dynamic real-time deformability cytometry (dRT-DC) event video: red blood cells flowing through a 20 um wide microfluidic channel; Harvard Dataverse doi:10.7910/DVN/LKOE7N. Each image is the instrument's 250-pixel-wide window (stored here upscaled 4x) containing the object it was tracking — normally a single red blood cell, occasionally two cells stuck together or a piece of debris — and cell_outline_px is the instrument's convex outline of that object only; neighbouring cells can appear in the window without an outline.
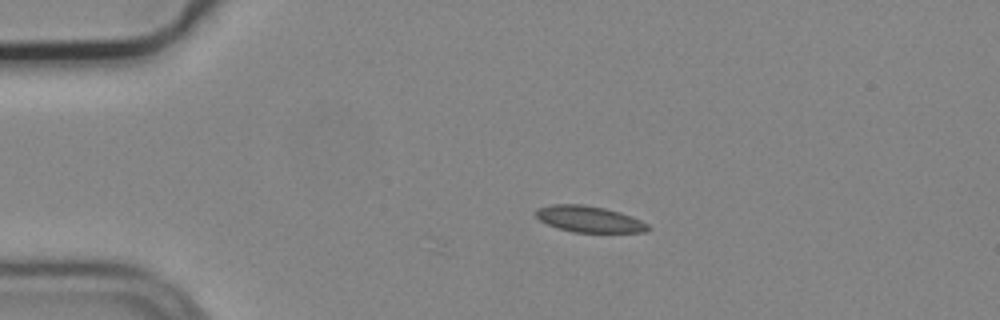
{"species": "common noctule bat (a hibernating species)", "species_latin": "Nyctalus noctula", "temperature_condition": "cold", "stored_images_in_passage": 4, "camera_frame_rate_fps": 3000, "um_per_image_px": 0.085, "animal": {"sex": "male", "body_mass_g": 19.2, "forearm_length_mm": 51.8}, "frame": {"image": 1, "passage_image": 4, "time_ms": 1.0, "image_size_px": [1000, 320], "cell_outline_px": [[652, 228], [644, 232], [572, 232], [548, 224], [540, 220], [536, 216], [536, 208], [552, 204], [584, 204], [604, 208], [620, 212], [632, 216], [648, 224]], "centroid_in_image_um": [50.09, 18.62], "position_along_channel_um": 34.9, "area_um2": 17.11}}